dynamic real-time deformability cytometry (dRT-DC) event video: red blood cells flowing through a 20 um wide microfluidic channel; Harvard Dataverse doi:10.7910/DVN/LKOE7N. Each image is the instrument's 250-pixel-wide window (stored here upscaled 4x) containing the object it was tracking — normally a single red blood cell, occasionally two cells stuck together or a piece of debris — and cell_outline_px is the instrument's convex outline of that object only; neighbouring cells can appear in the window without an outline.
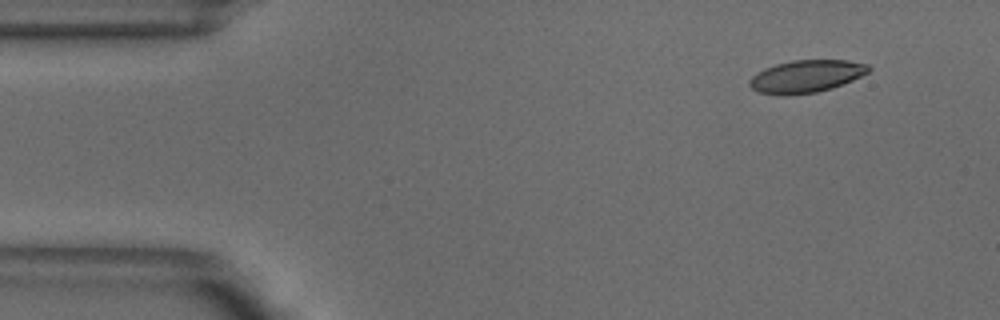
{"species": "common noctule bat (a hibernating species)", "species_latin": "Nyctalus noctula", "temperature_condition": "warm", "stored_images_in_passage": 48, "camera_frame_rate_fps": 3000, "um_per_image_px": 0.085, "animal": {"sex": "male", "body_mass_g": 18.8}, "frame": {"image": 1, "passage_image": 1, "time_ms": 0.0, "image_size_px": [1000, 320], "cell_outline_px": [[872, 68], [868, 72], [852, 80], [832, 88], [816, 92], [784, 96], [780, 96], [760, 92], [752, 88], [748, 84], [748, 80], [756, 72], [764, 68], [776, 64], [792, 60], [848, 60], [868, 64]], "centroid_in_image_um": [68.5, 6.49], "position_along_channel_um": 16.5, "area_um2": 22.66}}
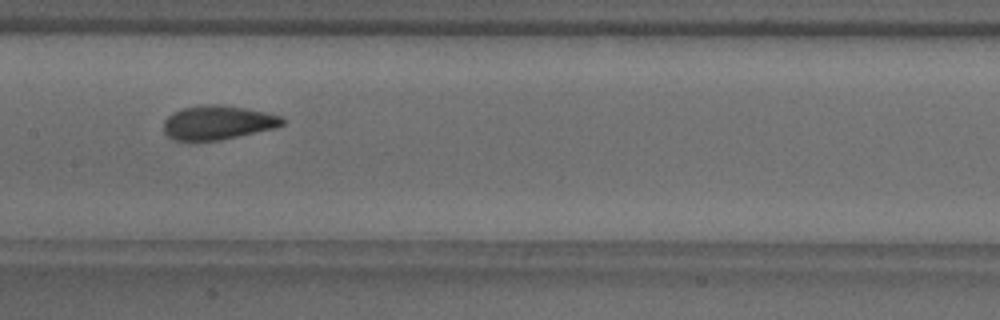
{"frame": {"image": 2, "passage_image": 21, "time_ms": 6.667, "image_size_px": [1000, 320], "cell_outline_px": [[284, 124], [276, 128], [220, 140], [176, 140], [168, 136], [164, 132], [164, 120], [172, 112], [184, 108], [208, 104], [220, 104], [248, 108], [284, 116]], "centroid_in_image_um": [18.55, 10.4], "position_along_channel_um": 188.8, "area_um2": 23.64}}
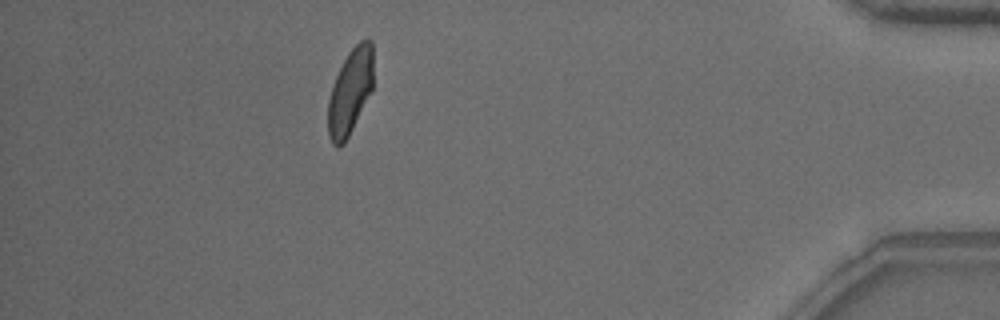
{"frame": {"image": 3, "passage_image": 42, "time_ms": 13.667, "image_size_px": [1000, 320], "cell_outline_px": [[372, 88], [344, 144], [332, 144], [328, 136], [328, 100], [336, 76], [348, 52], [360, 40], [372, 40]], "centroid_in_image_um": [29.75, 7.77], "position_along_channel_um": 405.5, "area_um2": 21.91}, "authors_computed_cell_mechanics": {"area_um2": 23.3512, "velocity_mm_per_s": 3.8722, "shape_relaxation_time_tau1_ms": 7.4571, "shape_relaxation_time_tau2_ms": 1.284, "deformation_change_tau1": 0.185, "deformation_change_tau2": 0.0732}}